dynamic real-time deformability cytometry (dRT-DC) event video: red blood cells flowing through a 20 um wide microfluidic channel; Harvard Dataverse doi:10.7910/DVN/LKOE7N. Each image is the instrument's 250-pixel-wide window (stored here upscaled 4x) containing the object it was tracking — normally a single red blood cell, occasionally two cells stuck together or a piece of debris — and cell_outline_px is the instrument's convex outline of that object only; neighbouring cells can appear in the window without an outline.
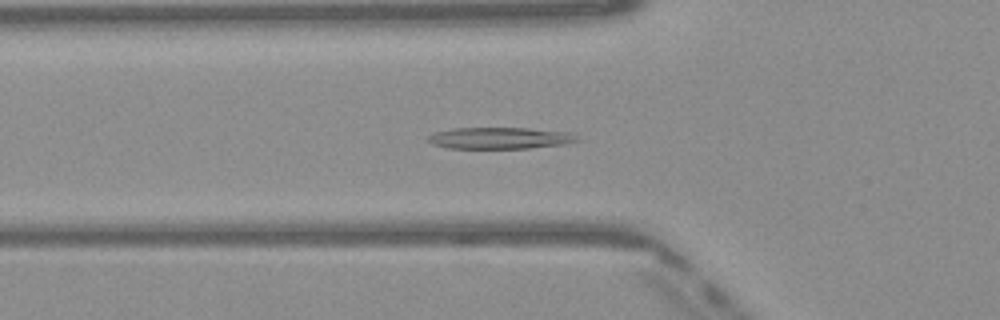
{"species": "Egyptian fruit bat (a non-hibernating species)", "species_latin": "Rousettus aegyptiacus", "temperature_condition": "warm", "stored_images_in_passage": 48, "camera_frame_rate_fps": 3000, "um_per_image_px": 0.085, "frame": {"image": 1, "passage_image": 16, "time_ms": 5.0, "image_size_px": [1000, 320], "cell_outline_px": [[580, 140], [564, 144], [528, 148], [448, 148], [432, 144], [428, 140], [428, 136], [436, 132], [452, 128], [528, 128], [572, 132]], "centroid_in_image_um": [42.51, 11.73], "position_along_channel_um": 83.3, "area_um2": 18.67}}
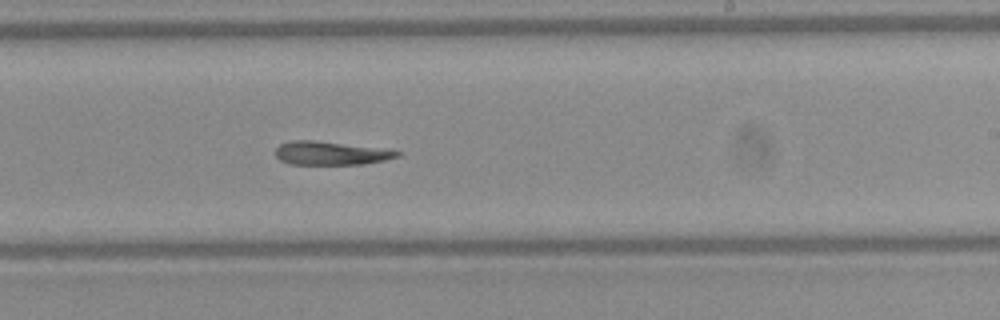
{"frame": {"image": 2, "passage_image": 29, "time_ms": 9.333, "image_size_px": [1000, 320], "cell_outline_px": [[400, 156], [384, 160], [364, 164], [288, 164], [280, 160], [276, 156], [276, 148], [280, 144], [292, 140], [316, 140], [388, 148], [400, 152]], "centroid_in_image_um": [28.15, 13.0], "position_along_channel_um": 260.9, "area_um2": 16.94}}
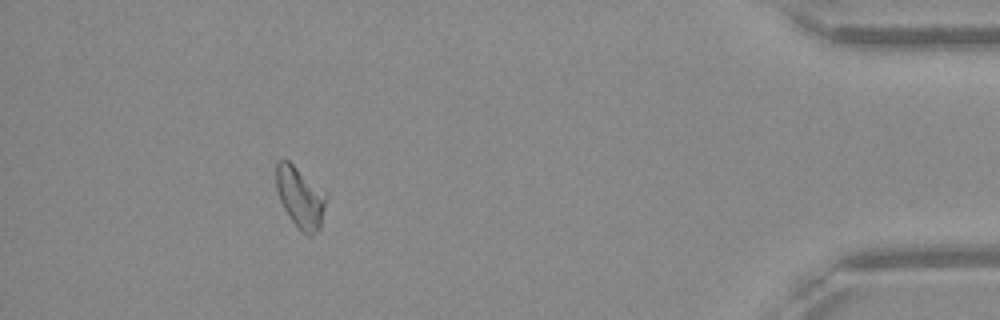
{"frame": {"image": 3, "passage_image": 44, "time_ms": 14.333, "image_size_px": [1000, 320], "cell_outline_px": [[328, 196], [320, 228], [312, 236], [308, 236], [300, 232], [296, 228], [288, 216], [280, 200], [276, 188], [276, 164], [280, 160], [288, 160], [328, 192]], "centroid_in_image_um": [25.56, 16.8], "position_along_channel_um": 409.6, "area_um2": 18.32}}